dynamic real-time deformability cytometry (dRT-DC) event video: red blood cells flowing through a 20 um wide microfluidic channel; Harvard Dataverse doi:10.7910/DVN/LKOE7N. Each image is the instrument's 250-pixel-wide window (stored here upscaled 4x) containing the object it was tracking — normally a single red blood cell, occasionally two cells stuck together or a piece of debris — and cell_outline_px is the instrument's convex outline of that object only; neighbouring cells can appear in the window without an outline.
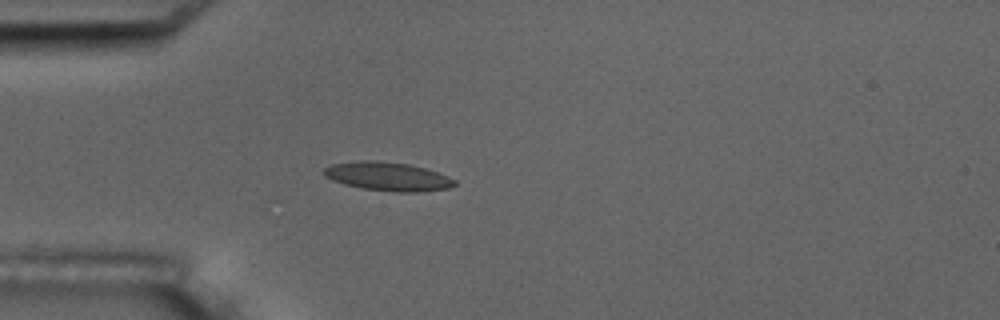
{"species": "common noctule bat (a hibernating species)", "species_latin": "Nyctalus noctula", "temperature_condition": "room temperature", "stored_images_in_passage": 4, "camera_frame_rate_fps": 3000, "um_per_image_px": 0.085, "animal": {"sex": "male", "body_mass_g": 17.5, "forearm_length_mm": 52.3}, "frame": {"image": 1, "passage_image": 4, "time_ms": 3.333, "image_size_px": [1000, 320], "cell_outline_px": [[456, 184], [448, 188], [416, 192], [396, 192], [364, 188], [344, 184], [332, 180], [324, 176], [324, 168], [332, 164], [360, 160], [376, 160], [408, 164], [424, 168], [448, 176], [456, 180]], "centroid_in_image_um": [32.94, 14.99], "position_along_channel_um": 52.1, "area_um2": 21.68}}